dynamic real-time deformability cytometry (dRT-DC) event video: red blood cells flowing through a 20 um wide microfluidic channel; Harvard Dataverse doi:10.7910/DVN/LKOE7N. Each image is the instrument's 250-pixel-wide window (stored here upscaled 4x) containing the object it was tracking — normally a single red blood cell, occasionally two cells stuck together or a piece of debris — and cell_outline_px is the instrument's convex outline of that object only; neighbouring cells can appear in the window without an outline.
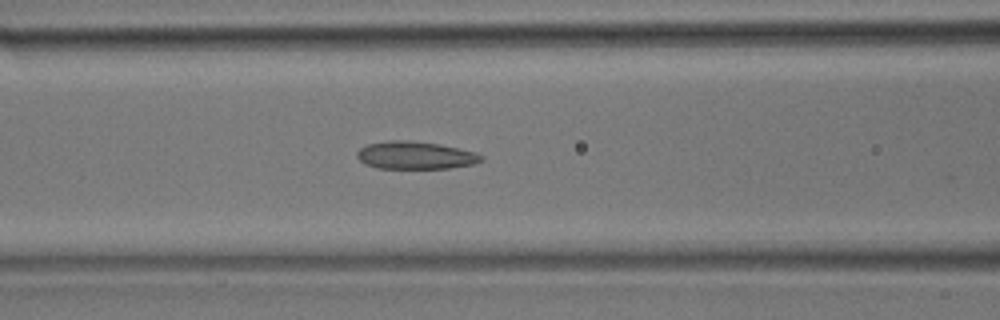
{"species": "common noctule bat (a hibernating species)", "species_latin": "Nyctalus noctula", "temperature_condition": "room temperature", "stored_images_in_passage": 37, "camera_frame_rate_fps": 3000, "um_per_image_px": 0.085, "animal": {"sex": "male", "body_mass_g": 17.9}, "frame": {"image": 1, "passage_image": 15, "time_ms": 4.667, "image_size_px": [1000, 320], "cell_outline_px": [[484, 160], [476, 164], [448, 168], [376, 168], [364, 164], [356, 156], [356, 152], [360, 148], [368, 144], [392, 140], [408, 140], [440, 144], [476, 152], [484, 156]], "centroid_in_image_um": [35.33, 13.2], "position_along_channel_um": 131.3, "area_um2": 20.17}}
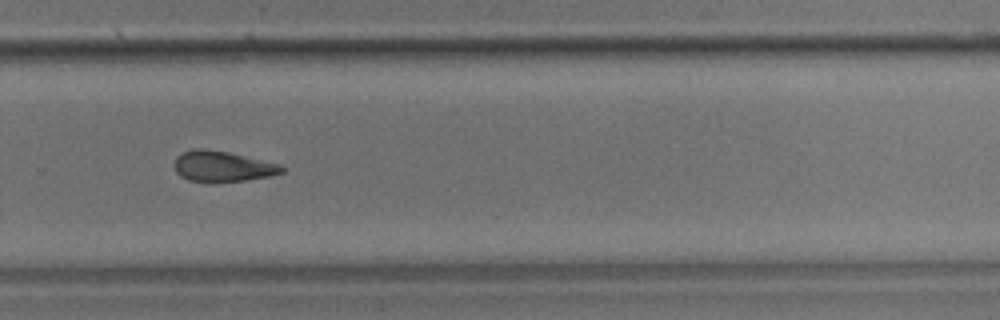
{"frame": {"image": 2, "passage_image": 25, "time_ms": 8.0, "image_size_px": [1000, 320], "cell_outline_px": [[288, 168], [284, 172], [272, 176], [244, 180], [212, 184], [208, 184], [188, 180], [180, 176], [176, 172], [176, 156], [192, 148], [204, 148], [228, 152], [280, 164]], "centroid_in_image_um": [18.93, 14.17], "position_along_channel_um": 310.9, "area_um2": 19.65}}
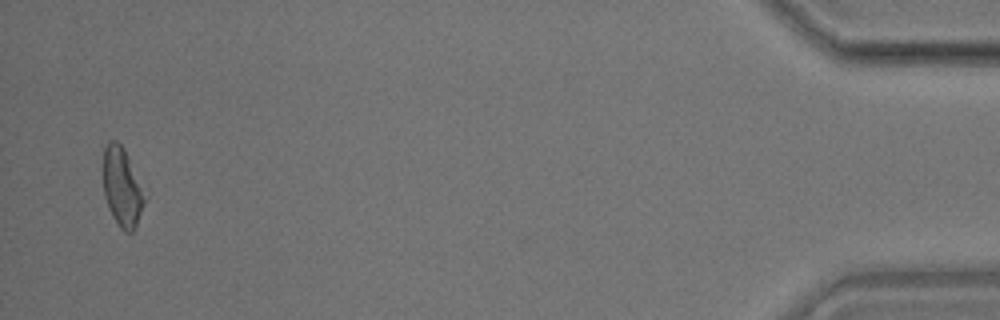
{"frame": {"image": 3, "passage_image": 36, "time_ms": 11.667, "image_size_px": [1000, 320], "cell_outline_px": [[148, 196], [136, 224], [132, 232], [124, 232], [120, 228], [112, 216], [108, 208], [104, 196], [104, 148], [108, 140], [116, 140], [124, 148]], "centroid_in_image_um": [10.4, 15.91], "position_along_channel_um": 424.8, "area_um2": 19.25}}